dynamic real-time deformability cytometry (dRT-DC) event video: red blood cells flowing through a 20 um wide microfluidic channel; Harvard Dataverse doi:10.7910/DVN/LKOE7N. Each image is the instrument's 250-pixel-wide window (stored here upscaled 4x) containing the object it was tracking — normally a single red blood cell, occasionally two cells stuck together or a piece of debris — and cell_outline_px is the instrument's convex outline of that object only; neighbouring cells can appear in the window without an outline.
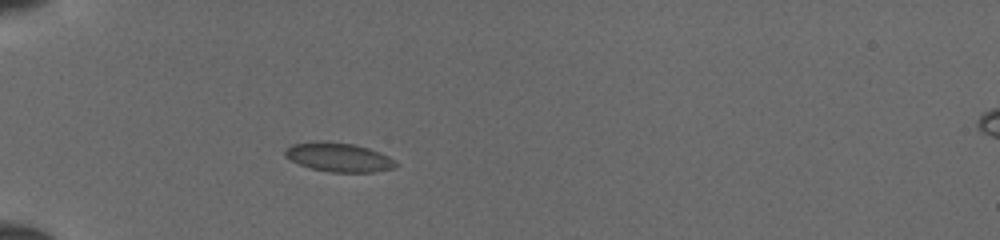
{"species": "common noctule bat (a hibernating species)", "species_latin": "Nyctalus noctula", "temperature_condition": "cold", "stored_images_in_passage": 35, "camera_frame_rate_fps": 3000, "um_per_image_px": 0.085, "animal": {"sex": "female", "body_mass_g": 19.5, "forearm_length_mm": 54.1}, "frame": {"image": 1, "passage_image": 1, "time_ms": 0.0, "image_size_px": [1000, 240], "cell_outline_px": [[400, 164], [396, 168], [372, 172], [332, 172], [312, 168], [300, 164], [284, 156], [284, 152], [292, 144], [316, 140], [352, 144], [368, 148], [380, 152], [396, 160]], "centroid_in_image_um": [28.84, 13.36], "position_along_channel_um": 56.2, "area_um2": 18.73}}
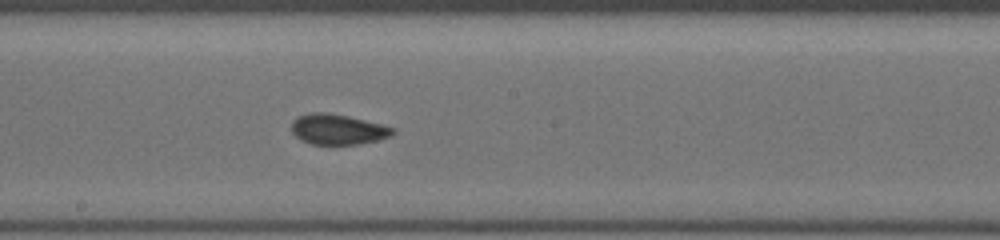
{"frame": {"image": 2, "passage_image": 14, "time_ms": 4.333, "image_size_px": [1000, 240], "cell_outline_px": [[396, 132], [392, 136], [376, 140], [356, 144], [312, 144], [300, 140], [292, 132], [292, 120], [296, 116], [312, 112], [328, 112], [348, 116], [396, 128]], "centroid_in_image_um": [28.7, 10.98], "position_along_channel_um": 219.5, "area_um2": 17.98}}
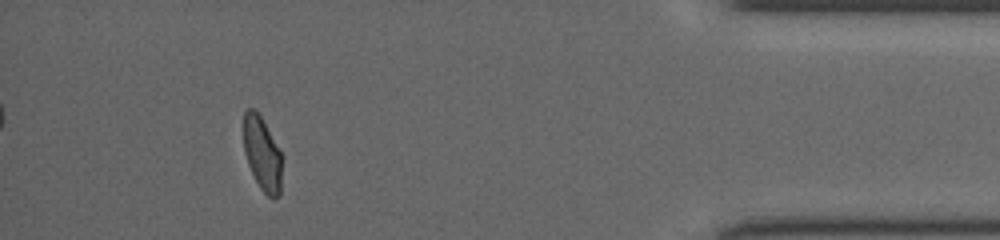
{"frame": {"image": 3, "passage_image": 31, "time_ms": 10.0, "image_size_px": [1000, 240], "cell_outline_px": [[280, 196], [268, 196], [260, 188], [248, 164], [244, 152], [244, 112], [248, 108], [252, 108], [260, 116], [280, 152]], "centroid_in_image_um": [22.25, 13.07], "position_along_channel_um": 412.9, "area_um2": 15.78}}